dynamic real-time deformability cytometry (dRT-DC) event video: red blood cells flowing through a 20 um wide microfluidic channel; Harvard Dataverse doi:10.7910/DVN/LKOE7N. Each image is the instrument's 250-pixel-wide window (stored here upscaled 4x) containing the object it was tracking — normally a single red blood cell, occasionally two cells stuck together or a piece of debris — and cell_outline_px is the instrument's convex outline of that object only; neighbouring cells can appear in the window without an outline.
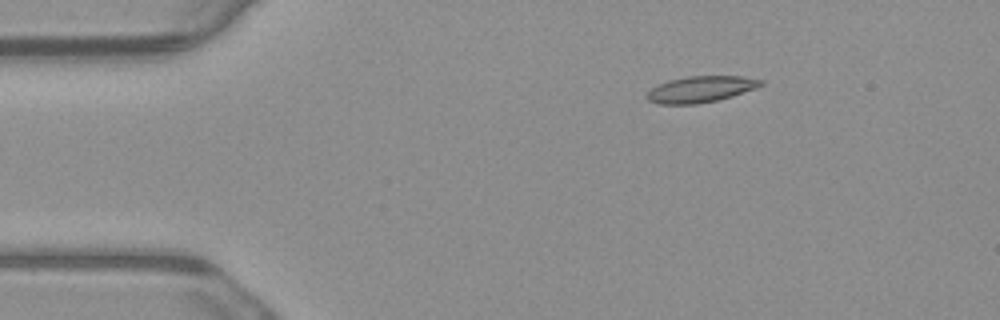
{"species": "common noctule bat (a hibernating species)", "species_latin": "Nyctalus noctula", "temperature_condition": "warm", "stored_images_in_passage": 3, "camera_frame_rate_fps": 3000, "um_per_image_px": 0.085, "animal": {"sex": "male", "body_mass_g": 23.1, "forearm_length_mm": 52.7}, "frame": {"image": 1, "passage_image": 1, "time_ms": 0.0, "image_size_px": [1000, 320], "cell_outline_px": [[764, 84], [756, 88], [732, 96], [716, 100], [696, 104], [660, 104], [648, 100], [644, 96], [652, 88], [668, 80], [688, 76], [744, 76], [764, 80]], "centroid_in_image_um": [59.57, 7.58], "position_along_channel_um": 25.4, "area_um2": 17.4}}